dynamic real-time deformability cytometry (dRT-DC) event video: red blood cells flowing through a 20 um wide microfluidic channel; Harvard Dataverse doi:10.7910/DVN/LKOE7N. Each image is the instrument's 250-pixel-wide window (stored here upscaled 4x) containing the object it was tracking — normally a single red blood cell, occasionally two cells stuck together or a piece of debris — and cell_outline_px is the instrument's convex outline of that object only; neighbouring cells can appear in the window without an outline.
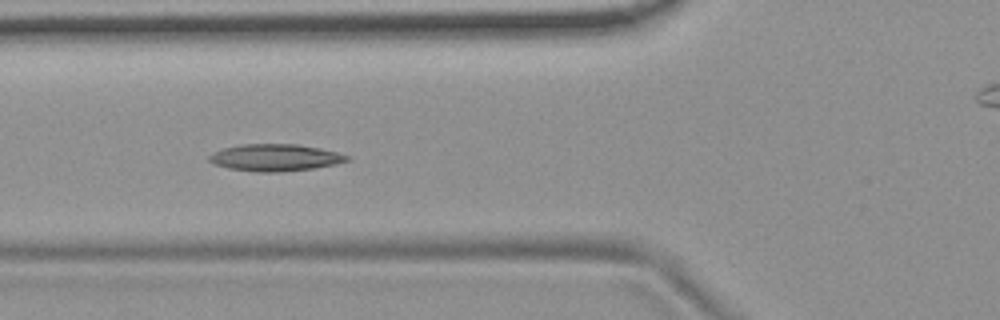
{"species": "common noctule bat (a hibernating species)", "species_latin": "Nyctalus noctula", "temperature_condition": "room temperature", "stored_images_in_passage": 49, "camera_frame_rate_fps": 3000, "um_per_image_px": 0.085, "animal": {"sex": "female", "body_mass_g": 19.9}, "frame": {"image": 1, "passage_image": 14, "time_ms": 4.333, "image_size_px": [1000, 320], "cell_outline_px": [[352, 160], [336, 164], [312, 168], [280, 172], [256, 172], [228, 168], [212, 164], [208, 160], [208, 156], [212, 152], [224, 148], [240, 144], [300, 144], [320, 148], [352, 156]], "centroid_in_image_um": [23.39, 13.39], "position_along_channel_um": 102.4, "area_um2": 21.91}}
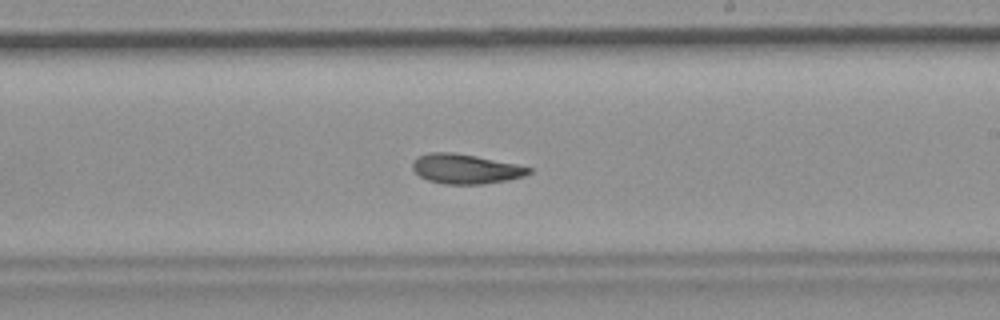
{"frame": {"image": 2, "passage_image": 26, "time_ms": 8.333, "image_size_px": [1000, 320], "cell_outline_px": [[532, 172], [524, 176], [508, 180], [484, 184], [444, 184], [428, 180], [420, 176], [412, 168], [412, 160], [416, 156], [428, 152], [452, 152], [476, 156], [516, 164], [532, 168]], "centroid_in_image_um": [39.55, 14.35], "position_along_channel_um": 249.5, "area_um2": 20.23}}
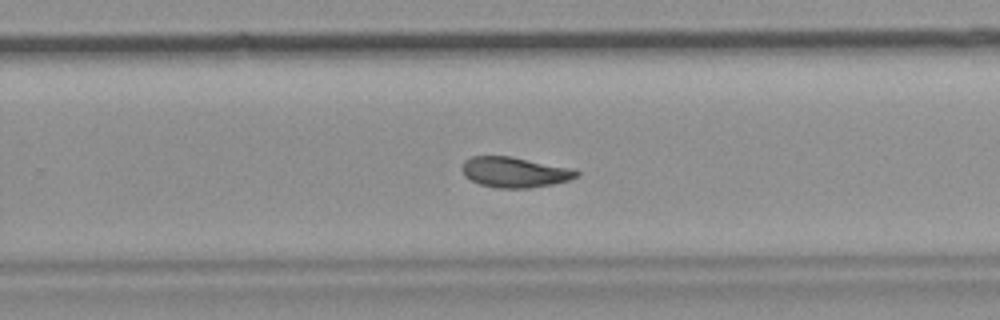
{"frame": {"image": 3, "passage_image": 29, "time_ms": 9.333, "image_size_px": [1000, 320], "cell_outline_px": [[580, 176], [568, 180], [552, 184], [528, 188], [496, 188], [480, 184], [464, 176], [460, 168], [464, 160], [472, 156], [512, 156], [576, 168], [580, 172]], "centroid_in_image_um": [43.78, 14.62], "position_along_channel_um": 286.0, "area_um2": 20.69}}